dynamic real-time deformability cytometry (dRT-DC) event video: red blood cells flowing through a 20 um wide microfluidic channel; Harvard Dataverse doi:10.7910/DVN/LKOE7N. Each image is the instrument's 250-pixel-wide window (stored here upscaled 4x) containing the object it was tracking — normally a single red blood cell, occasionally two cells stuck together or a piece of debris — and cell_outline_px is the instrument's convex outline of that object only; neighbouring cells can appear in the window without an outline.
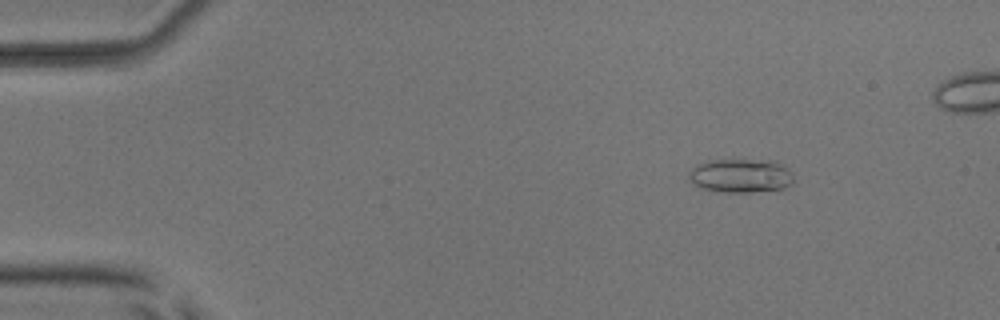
{"species": "common noctule bat (a hibernating species)", "species_latin": "Nyctalus noctula", "temperature_condition": "room temperature", "stored_images_in_passage": 6, "camera_frame_rate_fps": 3000, "um_per_image_px": 0.085, "animal": {"sex": "male", "body_mass_g": 17.9, "forearm_length_mm": 54.2}, "frame": {"image": 1, "passage_image": 2, "time_ms": 1.0, "image_size_px": [1000, 320], "cell_outline_px": [[792, 184], [784, 188], [752, 192], [720, 192], [704, 188], [696, 184], [688, 176], [688, 172], [696, 164], [708, 160], [772, 160], [784, 164], [792, 172]], "centroid_in_image_um": [62.99, 14.92], "position_along_channel_um": 22.0, "area_um2": 20.69}}
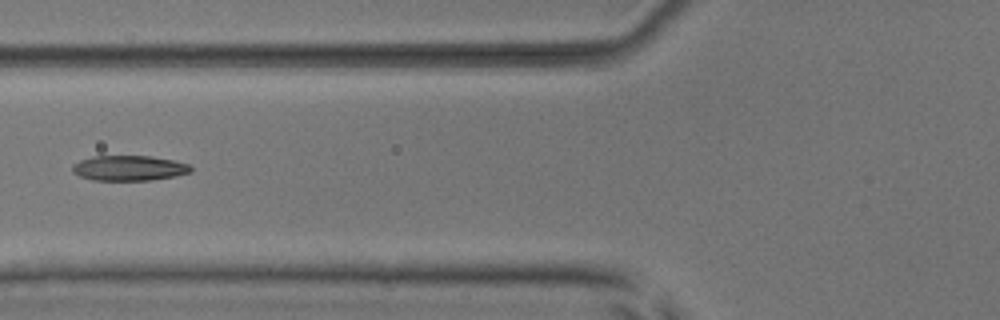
{"frame": {"image": 2, "passage_image": 6, "time_ms": 5.667, "image_size_px": [1000, 320], "cell_outline_px": [[192, 172], [176, 176], [152, 180], [92, 180], [80, 176], [72, 172], [72, 164], [80, 160], [92, 156], [152, 156], [172, 160], [188, 164], [192, 168]], "centroid_in_image_um": [10.96, 14.29], "position_along_channel_um": 114.8, "area_um2": 17.46}}